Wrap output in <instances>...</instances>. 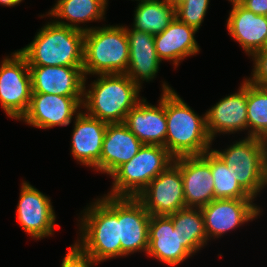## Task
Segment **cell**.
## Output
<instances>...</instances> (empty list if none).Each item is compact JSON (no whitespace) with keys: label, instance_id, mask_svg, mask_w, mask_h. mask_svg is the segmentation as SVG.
<instances>
[{"label":"cell","instance_id":"cell-1","mask_svg":"<svg viewBox=\"0 0 267 267\" xmlns=\"http://www.w3.org/2000/svg\"><path fill=\"white\" fill-rule=\"evenodd\" d=\"M167 135L165 148L174 157L201 156L212 139L206 129V115L198 116L171 87L163 83Z\"/></svg>","mask_w":267,"mask_h":267},{"label":"cell","instance_id":"cell-2","mask_svg":"<svg viewBox=\"0 0 267 267\" xmlns=\"http://www.w3.org/2000/svg\"><path fill=\"white\" fill-rule=\"evenodd\" d=\"M88 207L81 217V240L75 244L96 263L121 256L118 197L106 195Z\"/></svg>","mask_w":267,"mask_h":267},{"label":"cell","instance_id":"cell-3","mask_svg":"<svg viewBox=\"0 0 267 267\" xmlns=\"http://www.w3.org/2000/svg\"><path fill=\"white\" fill-rule=\"evenodd\" d=\"M84 36V31L51 22L18 51L29 66H83Z\"/></svg>","mask_w":267,"mask_h":267},{"label":"cell","instance_id":"cell-4","mask_svg":"<svg viewBox=\"0 0 267 267\" xmlns=\"http://www.w3.org/2000/svg\"><path fill=\"white\" fill-rule=\"evenodd\" d=\"M91 89L83 92L87 114L106 123H123L127 113L142 99L140 88L125 73L101 74Z\"/></svg>","mask_w":267,"mask_h":267},{"label":"cell","instance_id":"cell-5","mask_svg":"<svg viewBox=\"0 0 267 267\" xmlns=\"http://www.w3.org/2000/svg\"><path fill=\"white\" fill-rule=\"evenodd\" d=\"M129 42L124 26L87 28L84 36L83 72L88 74L126 73Z\"/></svg>","mask_w":267,"mask_h":267},{"label":"cell","instance_id":"cell-6","mask_svg":"<svg viewBox=\"0 0 267 267\" xmlns=\"http://www.w3.org/2000/svg\"><path fill=\"white\" fill-rule=\"evenodd\" d=\"M174 159L164 146L143 144L130 161L111 175L114 182L108 196L137 198L153 179L173 164Z\"/></svg>","mask_w":267,"mask_h":267},{"label":"cell","instance_id":"cell-7","mask_svg":"<svg viewBox=\"0 0 267 267\" xmlns=\"http://www.w3.org/2000/svg\"><path fill=\"white\" fill-rule=\"evenodd\" d=\"M214 152L231 167L235 180L253 199L267 185L262 138L247 136L225 151Z\"/></svg>","mask_w":267,"mask_h":267},{"label":"cell","instance_id":"cell-8","mask_svg":"<svg viewBox=\"0 0 267 267\" xmlns=\"http://www.w3.org/2000/svg\"><path fill=\"white\" fill-rule=\"evenodd\" d=\"M11 55L0 67V103L9 117L20 120L30 105L31 74L27 59L19 51Z\"/></svg>","mask_w":267,"mask_h":267},{"label":"cell","instance_id":"cell-9","mask_svg":"<svg viewBox=\"0 0 267 267\" xmlns=\"http://www.w3.org/2000/svg\"><path fill=\"white\" fill-rule=\"evenodd\" d=\"M151 215H171L186 207L183 179L173 163L137 196Z\"/></svg>","mask_w":267,"mask_h":267},{"label":"cell","instance_id":"cell-10","mask_svg":"<svg viewBox=\"0 0 267 267\" xmlns=\"http://www.w3.org/2000/svg\"><path fill=\"white\" fill-rule=\"evenodd\" d=\"M83 96L32 93L27 112L20 120L38 128L67 126L82 106Z\"/></svg>","mask_w":267,"mask_h":267},{"label":"cell","instance_id":"cell-11","mask_svg":"<svg viewBox=\"0 0 267 267\" xmlns=\"http://www.w3.org/2000/svg\"><path fill=\"white\" fill-rule=\"evenodd\" d=\"M210 150L201 156L174 159L183 179L186 207L201 208L214 200V180L210 170Z\"/></svg>","mask_w":267,"mask_h":267},{"label":"cell","instance_id":"cell-12","mask_svg":"<svg viewBox=\"0 0 267 267\" xmlns=\"http://www.w3.org/2000/svg\"><path fill=\"white\" fill-rule=\"evenodd\" d=\"M55 212L49 197L23 182L17 206V220L31 237L40 239L53 234Z\"/></svg>","mask_w":267,"mask_h":267},{"label":"cell","instance_id":"cell-13","mask_svg":"<svg viewBox=\"0 0 267 267\" xmlns=\"http://www.w3.org/2000/svg\"><path fill=\"white\" fill-rule=\"evenodd\" d=\"M253 199H214L201 207L207 240L217 237L235 227L253 220L260 214V208ZM209 237V238H208Z\"/></svg>","mask_w":267,"mask_h":267},{"label":"cell","instance_id":"cell-14","mask_svg":"<svg viewBox=\"0 0 267 267\" xmlns=\"http://www.w3.org/2000/svg\"><path fill=\"white\" fill-rule=\"evenodd\" d=\"M150 216L151 214L137 198L118 197L121 256L141 250L147 253Z\"/></svg>","mask_w":267,"mask_h":267},{"label":"cell","instance_id":"cell-15","mask_svg":"<svg viewBox=\"0 0 267 267\" xmlns=\"http://www.w3.org/2000/svg\"><path fill=\"white\" fill-rule=\"evenodd\" d=\"M32 93L83 96V66H29Z\"/></svg>","mask_w":267,"mask_h":267},{"label":"cell","instance_id":"cell-16","mask_svg":"<svg viewBox=\"0 0 267 267\" xmlns=\"http://www.w3.org/2000/svg\"><path fill=\"white\" fill-rule=\"evenodd\" d=\"M77 112L71 140L72 155L83 165L100 171V156L108 123L81 111Z\"/></svg>","mask_w":267,"mask_h":267},{"label":"cell","instance_id":"cell-17","mask_svg":"<svg viewBox=\"0 0 267 267\" xmlns=\"http://www.w3.org/2000/svg\"><path fill=\"white\" fill-rule=\"evenodd\" d=\"M147 254L169 266L180 264L192 256L182 245L181 236L168 215L150 216Z\"/></svg>","mask_w":267,"mask_h":267},{"label":"cell","instance_id":"cell-18","mask_svg":"<svg viewBox=\"0 0 267 267\" xmlns=\"http://www.w3.org/2000/svg\"><path fill=\"white\" fill-rule=\"evenodd\" d=\"M206 129L213 140L219 133H233L248 129L247 79L237 93L226 96L206 113Z\"/></svg>","mask_w":267,"mask_h":267},{"label":"cell","instance_id":"cell-19","mask_svg":"<svg viewBox=\"0 0 267 267\" xmlns=\"http://www.w3.org/2000/svg\"><path fill=\"white\" fill-rule=\"evenodd\" d=\"M123 123L143 144L165 147L167 135L165 92L160 98L159 107L148 104L143 98L127 113Z\"/></svg>","mask_w":267,"mask_h":267},{"label":"cell","instance_id":"cell-20","mask_svg":"<svg viewBox=\"0 0 267 267\" xmlns=\"http://www.w3.org/2000/svg\"><path fill=\"white\" fill-rule=\"evenodd\" d=\"M143 143L124 123H108L100 156V172L110 176L124 163L130 161Z\"/></svg>","mask_w":267,"mask_h":267},{"label":"cell","instance_id":"cell-21","mask_svg":"<svg viewBox=\"0 0 267 267\" xmlns=\"http://www.w3.org/2000/svg\"><path fill=\"white\" fill-rule=\"evenodd\" d=\"M227 29L247 54L253 56L265 49L267 16L256 15L241 4H235L227 20Z\"/></svg>","mask_w":267,"mask_h":267},{"label":"cell","instance_id":"cell-22","mask_svg":"<svg viewBox=\"0 0 267 267\" xmlns=\"http://www.w3.org/2000/svg\"><path fill=\"white\" fill-rule=\"evenodd\" d=\"M129 42V62L126 75L141 87V82L152 80L159 70L154 35L126 27Z\"/></svg>","mask_w":267,"mask_h":267},{"label":"cell","instance_id":"cell-23","mask_svg":"<svg viewBox=\"0 0 267 267\" xmlns=\"http://www.w3.org/2000/svg\"><path fill=\"white\" fill-rule=\"evenodd\" d=\"M196 32L194 27L180 22L175 17L161 33L154 35L158 58L161 61L172 60L173 64L178 66L180 60L197 54L200 50L194 38Z\"/></svg>","mask_w":267,"mask_h":267},{"label":"cell","instance_id":"cell-24","mask_svg":"<svg viewBox=\"0 0 267 267\" xmlns=\"http://www.w3.org/2000/svg\"><path fill=\"white\" fill-rule=\"evenodd\" d=\"M106 6V0H58L48 15L70 21L66 23L62 20H55L57 24L85 32L87 28L79 27L78 24L102 19Z\"/></svg>","mask_w":267,"mask_h":267},{"label":"cell","instance_id":"cell-25","mask_svg":"<svg viewBox=\"0 0 267 267\" xmlns=\"http://www.w3.org/2000/svg\"><path fill=\"white\" fill-rule=\"evenodd\" d=\"M135 10L133 29L156 35L176 17L175 7L162 0H140Z\"/></svg>","mask_w":267,"mask_h":267},{"label":"cell","instance_id":"cell-26","mask_svg":"<svg viewBox=\"0 0 267 267\" xmlns=\"http://www.w3.org/2000/svg\"><path fill=\"white\" fill-rule=\"evenodd\" d=\"M182 239V245L192 254L207 243L204 217L200 208L185 207L168 215Z\"/></svg>","mask_w":267,"mask_h":267},{"label":"cell","instance_id":"cell-27","mask_svg":"<svg viewBox=\"0 0 267 267\" xmlns=\"http://www.w3.org/2000/svg\"><path fill=\"white\" fill-rule=\"evenodd\" d=\"M210 170L214 180V199H253L235 180L231 167L210 151Z\"/></svg>","mask_w":267,"mask_h":267},{"label":"cell","instance_id":"cell-28","mask_svg":"<svg viewBox=\"0 0 267 267\" xmlns=\"http://www.w3.org/2000/svg\"><path fill=\"white\" fill-rule=\"evenodd\" d=\"M247 121L248 136H267V89L251 83L247 79Z\"/></svg>","mask_w":267,"mask_h":267},{"label":"cell","instance_id":"cell-29","mask_svg":"<svg viewBox=\"0 0 267 267\" xmlns=\"http://www.w3.org/2000/svg\"><path fill=\"white\" fill-rule=\"evenodd\" d=\"M210 0H176L172 5L175 7L176 18L189 26L199 30Z\"/></svg>","mask_w":267,"mask_h":267},{"label":"cell","instance_id":"cell-30","mask_svg":"<svg viewBox=\"0 0 267 267\" xmlns=\"http://www.w3.org/2000/svg\"><path fill=\"white\" fill-rule=\"evenodd\" d=\"M254 68L252 78L248 80L256 86L267 89V49L253 55Z\"/></svg>","mask_w":267,"mask_h":267},{"label":"cell","instance_id":"cell-31","mask_svg":"<svg viewBox=\"0 0 267 267\" xmlns=\"http://www.w3.org/2000/svg\"><path fill=\"white\" fill-rule=\"evenodd\" d=\"M96 262L84 253L76 244L70 246L64 257L61 267H91Z\"/></svg>","mask_w":267,"mask_h":267},{"label":"cell","instance_id":"cell-32","mask_svg":"<svg viewBox=\"0 0 267 267\" xmlns=\"http://www.w3.org/2000/svg\"><path fill=\"white\" fill-rule=\"evenodd\" d=\"M241 5L256 15L267 16V0H244Z\"/></svg>","mask_w":267,"mask_h":267},{"label":"cell","instance_id":"cell-33","mask_svg":"<svg viewBox=\"0 0 267 267\" xmlns=\"http://www.w3.org/2000/svg\"><path fill=\"white\" fill-rule=\"evenodd\" d=\"M262 140L264 143L265 176L267 180V136H265Z\"/></svg>","mask_w":267,"mask_h":267},{"label":"cell","instance_id":"cell-34","mask_svg":"<svg viewBox=\"0 0 267 267\" xmlns=\"http://www.w3.org/2000/svg\"><path fill=\"white\" fill-rule=\"evenodd\" d=\"M22 2V0H0V4L5 5V6H15Z\"/></svg>","mask_w":267,"mask_h":267},{"label":"cell","instance_id":"cell-35","mask_svg":"<svg viewBox=\"0 0 267 267\" xmlns=\"http://www.w3.org/2000/svg\"><path fill=\"white\" fill-rule=\"evenodd\" d=\"M232 2V5H235V4H241L244 0H229Z\"/></svg>","mask_w":267,"mask_h":267},{"label":"cell","instance_id":"cell-36","mask_svg":"<svg viewBox=\"0 0 267 267\" xmlns=\"http://www.w3.org/2000/svg\"><path fill=\"white\" fill-rule=\"evenodd\" d=\"M162 1H165V2L173 4L176 0H162Z\"/></svg>","mask_w":267,"mask_h":267}]
</instances>
